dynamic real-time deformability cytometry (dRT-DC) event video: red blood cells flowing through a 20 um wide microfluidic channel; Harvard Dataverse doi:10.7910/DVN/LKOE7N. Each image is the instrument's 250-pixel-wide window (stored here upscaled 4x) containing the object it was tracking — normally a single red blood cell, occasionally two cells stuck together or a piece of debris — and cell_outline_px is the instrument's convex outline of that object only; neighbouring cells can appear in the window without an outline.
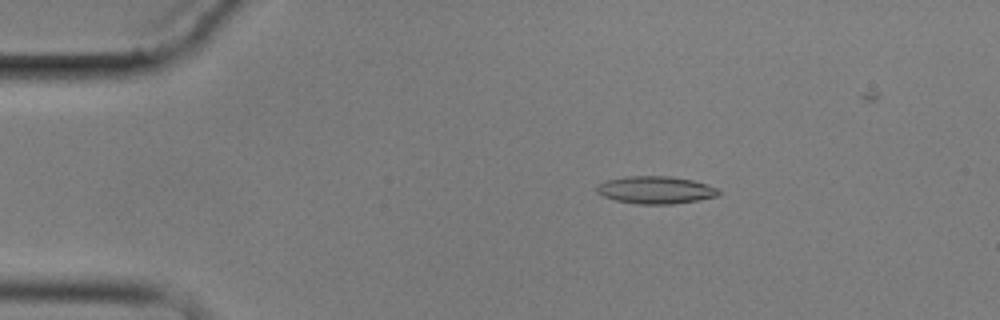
{"species": "common noctule bat (a hibernating species)", "species_latin": "Nyctalus noctula", "temperature_condition": "cold", "stored_images_in_passage": 6, "camera_frame_rate_fps": 3000, "um_per_image_px": 0.085, "animal": {"sex": "male", "body_mass_g": 17.9}, "frame": {"image": 1, "passage_image": 2, "time_ms": 1.0, "image_size_px": [1000, 320], "cell_outline_px": [[720, 196], [672, 204], [636, 204], [616, 200], [604, 196], [596, 192], [596, 184], [604, 180], [624, 176], [668, 176], [692, 180], [708, 184], [716, 188], [720, 192]], "centroid_in_image_um": [55.69, 16.14], "position_along_channel_um": 29.3, "area_um2": 19.65}}
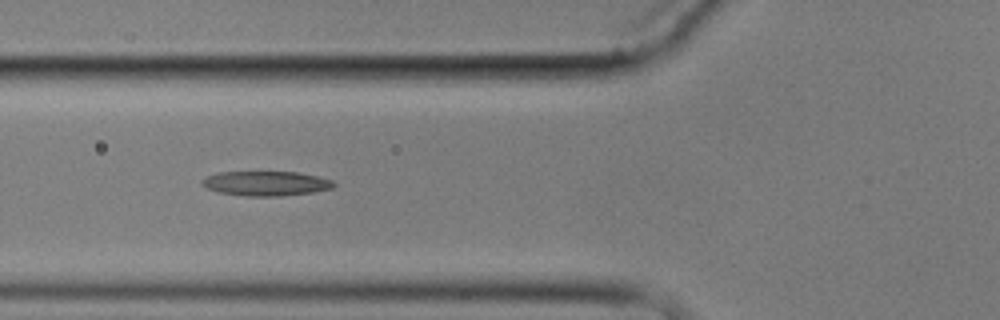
{"frame": {"image": 2, "passage_image": 5, "time_ms": 4.667, "image_size_px": [1000, 320], "cell_outline_px": [[336, 184], [332, 188], [312, 192], [280, 196], [244, 196], [216, 192], [200, 184], [200, 180], [208, 176], [220, 172], [296, 172], [316, 176], [332, 180]], "centroid_in_image_um": [22.57, 15.6], "position_along_channel_um": 103.2, "area_um2": 18.84}}
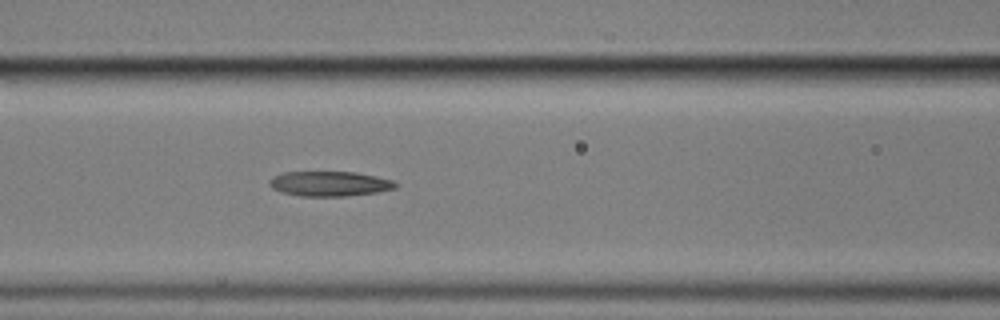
{"frame": {"image": 3, "passage_image": 6, "time_ms": 5.667, "image_size_px": [1000, 320], "cell_outline_px": [[400, 184], [396, 188], [376, 192], [348, 196], [300, 196], [284, 192], [272, 188], [268, 184], [268, 180], [272, 176], [284, 172], [356, 172], [376, 176], [392, 180]], "centroid_in_image_um": [28.02, 15.61], "position_along_channel_um": 138.6, "area_um2": 18.38}}